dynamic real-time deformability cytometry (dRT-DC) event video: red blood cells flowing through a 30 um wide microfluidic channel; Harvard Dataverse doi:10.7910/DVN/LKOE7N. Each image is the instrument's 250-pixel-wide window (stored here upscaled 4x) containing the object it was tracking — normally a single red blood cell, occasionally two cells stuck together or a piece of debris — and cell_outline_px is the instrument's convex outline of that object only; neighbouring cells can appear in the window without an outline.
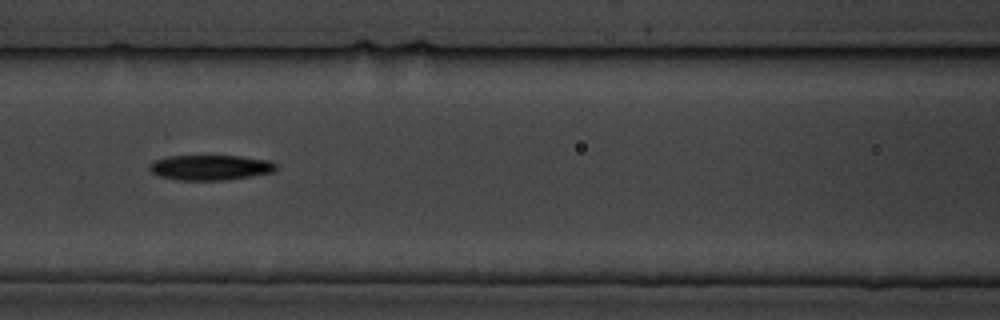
{"species": "common noctule bat (a hibernating species)", "species_latin": "Nyctalus noctula", "temperature_condition": "cold", "stored_images_in_passage": 9, "camera_frame_rate_fps": 3000, "um_per_image_px": 0.085, "animal": {"sex": "male", "body_mass_g": 19.5, "forearm_length_mm": 54.6}, "frame": {"image": 1, "passage_image": 6, "time_ms": 5.667, "image_size_px": [1000, 320], "cell_outline_px": [[276, 168], [272, 172], [224, 180], [180, 180], [160, 176], [152, 172], [148, 168], [148, 164], [156, 160], [168, 156], [240, 156], [268, 160], [276, 164]], "centroid_in_image_um": [17.84, 14.23], "position_along_channel_um": 148.8, "area_um2": 18.32}}
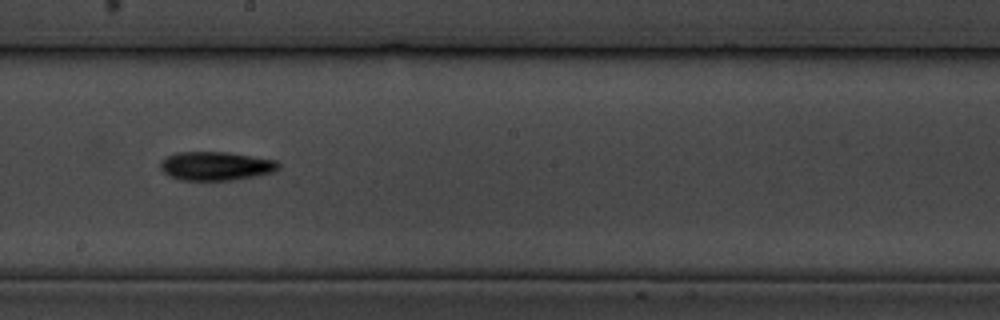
{"frame": {"image": 2, "passage_image": 8, "time_ms": 8.0, "image_size_px": [1000, 320], "cell_outline_px": [[280, 168], [276, 172], [256, 176], [232, 180], [180, 180], [168, 176], [160, 168], [160, 160], [176, 152], [228, 152], [276, 160], [280, 164]], "centroid_in_image_um": [18.36, 14.11], "position_along_channel_um": 229.8, "area_um2": 20.0}}
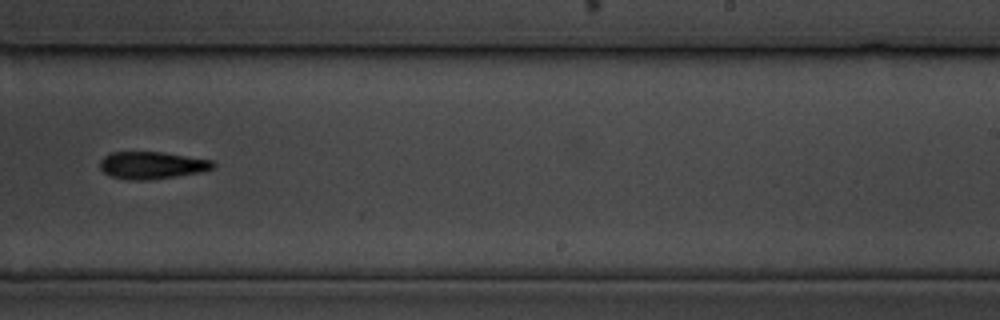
{"frame": {"image": 3, "passage_image": 9, "time_ms": 9.333, "image_size_px": [1000, 320], "cell_outline_px": [[216, 164], [212, 168], [200, 172], [152, 180], [128, 180], [108, 176], [100, 168], [100, 160], [108, 152], [160, 152], [212, 160]], "centroid_in_image_um": [12.86, 14.05], "position_along_channel_um": 276.1, "area_um2": 18.03}}